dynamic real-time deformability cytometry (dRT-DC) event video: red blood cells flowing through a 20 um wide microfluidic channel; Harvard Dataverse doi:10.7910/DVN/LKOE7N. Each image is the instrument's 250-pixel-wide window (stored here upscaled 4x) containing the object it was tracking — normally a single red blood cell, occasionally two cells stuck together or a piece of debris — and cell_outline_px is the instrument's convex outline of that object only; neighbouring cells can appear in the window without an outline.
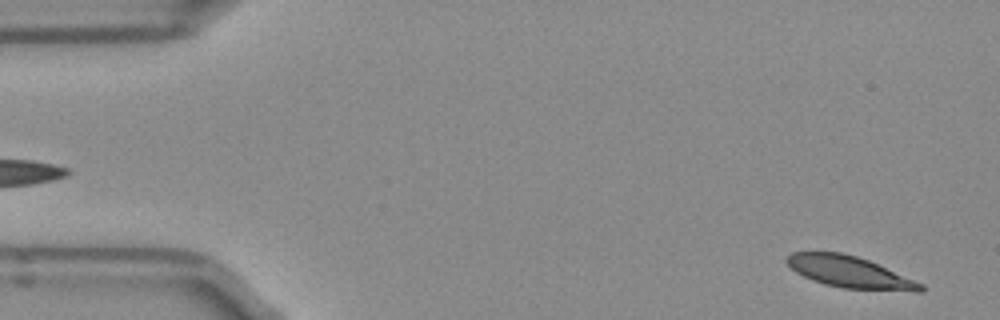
{"species": "Egyptian fruit bat (a non-hibernating species)", "species_latin": "Rousettus aegyptiacus", "temperature_condition": "room temperature", "stored_images_in_passage": 51, "segment_of_instrument_passage": [1, 2], "camera_frame_rate_fps": 3000, "um_per_image_px": 0.085, "frame": {"image": 1, "passage_image": 2, "time_ms": 0.333, "image_size_px": [1000, 320], "cell_outline_px": [[924, 292], [916, 292], [840, 288], [824, 284], [812, 280], [796, 272], [784, 260], [792, 252], [840, 252], [856, 256], [868, 260], [924, 284]], "centroid_in_image_um": [72.25, 23.14], "position_along_channel_um": 12.8, "area_um2": 24.62}}
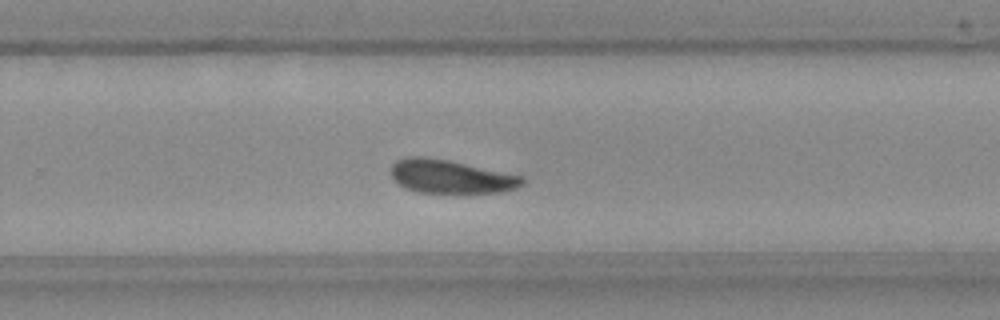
{"frame": {"image": 2, "passage_image": 32, "time_ms": 10.333, "image_size_px": [1000, 320], "cell_outline_px": [[524, 180], [516, 188], [500, 192], [416, 192], [404, 188], [388, 172], [392, 164], [396, 160], [408, 156], [424, 156], [448, 160], [520, 176]], "centroid_in_image_um": [38.2, 14.99], "position_along_channel_um": 291.6, "area_um2": 25.2}}
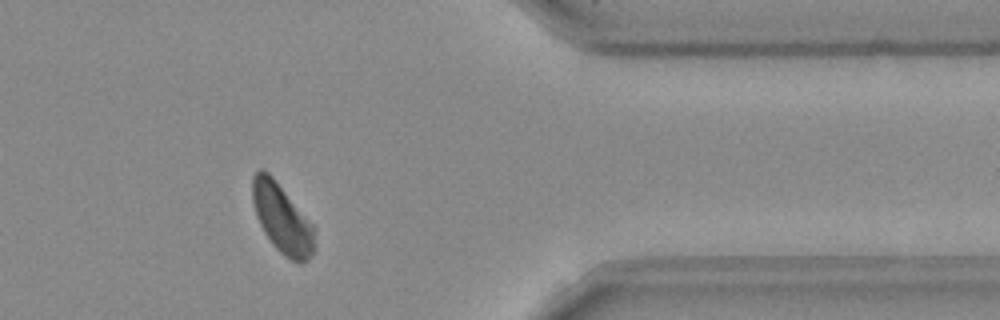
{"frame": {"image": 3, "passage_image": 41, "time_ms": 13.333, "image_size_px": [1000, 320], "cell_outline_px": [[316, 248], [308, 260], [300, 264], [284, 256], [272, 244], [264, 232], [256, 216], [252, 200], [252, 176], [260, 168], [268, 172], [272, 176], [316, 228]], "centroid_in_image_um": [24.0, 18.61], "position_along_channel_um": 387.4, "area_um2": 25.26}}